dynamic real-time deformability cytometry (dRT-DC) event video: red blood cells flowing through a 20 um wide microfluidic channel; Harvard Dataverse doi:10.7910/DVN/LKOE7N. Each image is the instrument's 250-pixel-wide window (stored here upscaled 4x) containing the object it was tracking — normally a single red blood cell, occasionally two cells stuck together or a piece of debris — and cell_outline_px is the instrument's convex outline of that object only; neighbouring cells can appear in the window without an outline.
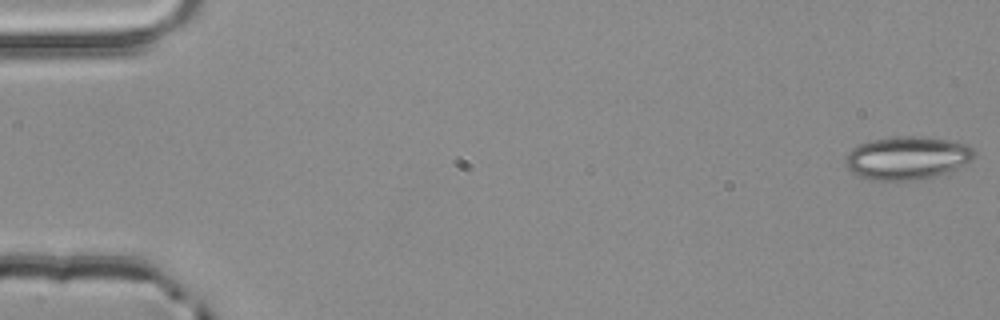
{"species": "common noctule bat (a hibernating species)", "species_latin": "Nyctalus noctula", "temperature_condition": "room temperature", "stored_images_in_passage": 4, "camera_frame_rate_fps": 3000, "um_per_image_px": 0.085, "animal": {"sex": "male", "body_mass_g": 20.4}, "frame": {"image": 1, "passage_image": 1, "time_ms": 0.0, "image_size_px": [1000, 320], "cell_outline_px": [[976, 156], [972, 160], [956, 168], [936, 176], [920, 180], [872, 180], [860, 176], [852, 172], [844, 164], [844, 160], [848, 152], [852, 148], [860, 144], [872, 140], [892, 136], [912, 136], [948, 140], [968, 144], [976, 152]], "centroid_in_image_um": [77.1, 13.42], "position_along_channel_um": 7.9, "area_um2": 32.43}}